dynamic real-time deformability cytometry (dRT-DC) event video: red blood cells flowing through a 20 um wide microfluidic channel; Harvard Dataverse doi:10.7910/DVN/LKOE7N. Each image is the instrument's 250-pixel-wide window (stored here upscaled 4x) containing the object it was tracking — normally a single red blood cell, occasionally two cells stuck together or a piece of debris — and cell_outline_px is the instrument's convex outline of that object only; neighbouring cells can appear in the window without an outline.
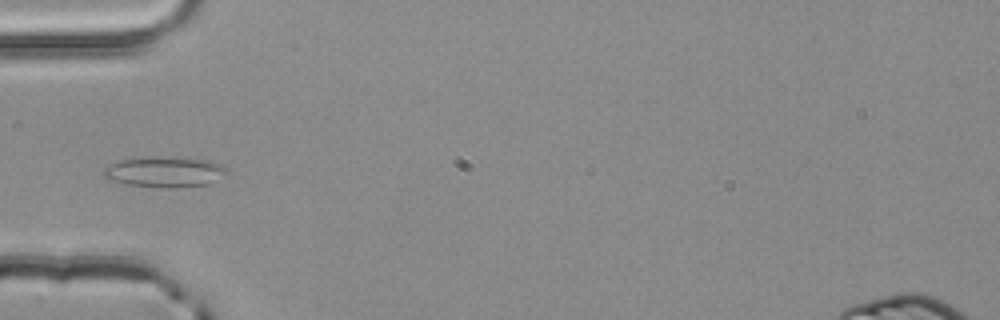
{"species": "common noctule bat (a hibernating species)", "species_latin": "Nyctalus noctula", "temperature_condition": "room temperature", "stored_images_in_passage": 2, "camera_frame_rate_fps": 3000, "um_per_image_px": 0.085, "animal": {"sex": "male", "body_mass_g": 20.4}, "frame": {"image": 1, "passage_image": 2, "time_ms": 0.333, "image_size_px": [1000, 320], "cell_outline_px": [[228, 172], [208, 184], [176, 188], [160, 188], [128, 184], [104, 180], [104, 168], [108, 164], [120, 160], [152, 156], [156, 156], [212, 160], [228, 168]], "centroid_in_image_um": [13.96, 14.61], "position_along_channel_um": 71.0, "area_um2": 22.25}}